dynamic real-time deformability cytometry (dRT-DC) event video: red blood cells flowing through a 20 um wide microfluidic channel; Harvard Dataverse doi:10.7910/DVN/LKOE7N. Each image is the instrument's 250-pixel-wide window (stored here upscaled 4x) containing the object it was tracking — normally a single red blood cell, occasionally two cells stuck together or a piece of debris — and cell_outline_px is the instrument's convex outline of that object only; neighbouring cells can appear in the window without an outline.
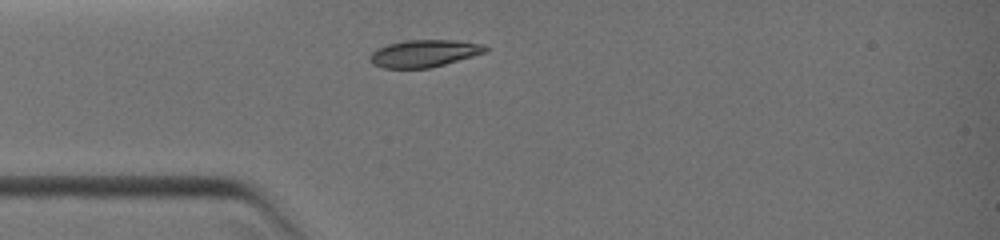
{"species": "common noctule bat (a hibernating species)", "species_latin": "Nyctalus noctula", "temperature_condition": "warm", "stored_images_in_passage": 1, "camera_frame_rate_fps": 3000, "um_per_image_px": 0.085, "animal": {"sex": "female", "body_mass_g": 19.0, "forearm_length_mm": 51.5}, "frame": {"image": 1, "passage_image": 1, "time_ms": 0.0, "image_size_px": [1000, 240], "cell_outline_px": [[488, 48], [484, 52], [472, 56], [444, 64], [428, 68], [384, 68], [372, 64], [368, 60], [368, 56], [376, 48], [388, 44], [404, 40], [456, 40], [484, 44]], "centroid_in_image_um": [35.99, 4.53], "position_along_channel_um": 49.0, "area_um2": 18.32}}